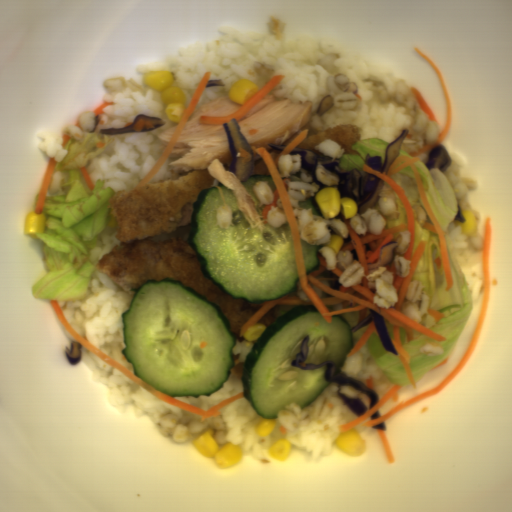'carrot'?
I'll return each instance as SVG.
<instances>
[{"label": "carrot", "mask_w": 512, "mask_h": 512, "mask_svg": "<svg viewBox=\"0 0 512 512\" xmlns=\"http://www.w3.org/2000/svg\"><path fill=\"white\" fill-rule=\"evenodd\" d=\"M110 105H115V102L113 101H106L104 100L103 104L101 106H99L93 113V115L95 116V118H97L99 115H103L105 114L103 109L106 107V106H110Z\"/></svg>", "instance_id": "e1d6ba96"}, {"label": "carrot", "mask_w": 512, "mask_h": 512, "mask_svg": "<svg viewBox=\"0 0 512 512\" xmlns=\"http://www.w3.org/2000/svg\"><path fill=\"white\" fill-rule=\"evenodd\" d=\"M55 169H56V160H55L54 157H50L49 158V162H48V166H47V169H46V173H45V176H44L42 188H41L40 193L38 195V199H37V203H36V207H35V213L38 216L41 213H43V211H44L45 204H46V198H47V190H48L49 184H50V182L52 180V176H53V173H54Z\"/></svg>", "instance_id": "46ec933d"}, {"label": "carrot", "mask_w": 512, "mask_h": 512, "mask_svg": "<svg viewBox=\"0 0 512 512\" xmlns=\"http://www.w3.org/2000/svg\"><path fill=\"white\" fill-rule=\"evenodd\" d=\"M373 333H378L376 323L374 319H372L370 325L359 338L357 343L351 348V350L346 354L348 357L355 355L369 340Z\"/></svg>", "instance_id": "abdcd85c"}, {"label": "carrot", "mask_w": 512, "mask_h": 512, "mask_svg": "<svg viewBox=\"0 0 512 512\" xmlns=\"http://www.w3.org/2000/svg\"><path fill=\"white\" fill-rule=\"evenodd\" d=\"M414 51L432 66L440 80L446 104L445 123L436 141L432 145H427L419 151L411 152L409 156H412L413 158L407 157L405 155L396 158L389 166L387 172H380L364 164L362 168L363 172L376 175L384 180L402 200L406 211L407 225L404 223L397 227H384L379 234H375L369 231L366 232L365 236H360L352 227L351 220L349 218L346 219L343 216V223L346 225L347 231L349 232L350 241L349 243H345L340 250H355L357 259L361 262L363 268V276L360 283L352 285L351 287H344L339 281V278L343 272L336 267L334 270H328L326 258L322 253L319 252H317V256L320 261L318 270L311 272L310 274L307 273L300 241L298 223L286 189V184L289 179L287 177L283 180L281 179L276 165L282 155L290 153L296 146H298L307 138L309 133L308 129L302 131L288 146L284 148L281 153L275 157H273L267 151V149L262 146H250L252 152L261 157L260 161L254 165L252 173L254 175H271L276 187L273 193V202L265 206L263 210L262 221L263 223H267L270 209L272 207L276 208L278 199H281L291 232L297 276L301 290L307 296L308 300H304L297 295H287L278 300H266L261 309L256 311L243 324L240 330V335L242 338L246 330L254 325L257 321H259L275 305L313 306L318 309L319 313L328 324L332 323L333 317L335 315L347 312H359V319L357 323L360 324L365 320L368 314V310L371 309L391 323L392 345L399 354V358L410 383L414 388L417 389L418 385L412 373L410 357L401 341L400 328L404 329L408 343L414 340V332L423 333L435 341L447 342V340L444 336L418 323L406 315L403 311V304L408 289L418 264L426 250V243L424 241H420L415 253L412 254L416 240L414 209L405 191L396 182L392 175L407 167H411L413 170L422 205L427 211L432 222L430 223L425 221L421 228L432 233H437L438 235L440 255L434 259V261L438 268L443 266L446 290H449L453 287L454 282L449 261L447 243L445 239L446 234L431 208L415 163L420 160V154L434 149L445 140L451 127L453 115L448 89L438 67L425 53L416 48ZM405 229L409 230L410 242L406 251L403 253V258L410 262L409 273L405 277H400L397 272L395 262L393 261L391 264L384 266L386 267L387 271L393 273V287L398 291V301L394 306L388 308H378V304H374L376 290L375 288H370L369 282L367 280V277L370 274V268L368 264L377 262L381 257L382 247L389 244L395 238V233Z\"/></svg>", "instance_id": "b8716197"}, {"label": "carrot", "mask_w": 512, "mask_h": 512, "mask_svg": "<svg viewBox=\"0 0 512 512\" xmlns=\"http://www.w3.org/2000/svg\"><path fill=\"white\" fill-rule=\"evenodd\" d=\"M80 170H81V174H82L85 182L87 183L88 187L93 191V189L95 187H94V185H93V183H92V181H91V179H90V177H89V175H88V173H87V171L85 169V166L83 168H80Z\"/></svg>", "instance_id": "22903bb0"}, {"label": "carrot", "mask_w": 512, "mask_h": 512, "mask_svg": "<svg viewBox=\"0 0 512 512\" xmlns=\"http://www.w3.org/2000/svg\"><path fill=\"white\" fill-rule=\"evenodd\" d=\"M404 386H398L394 385L392 388H390L387 393L381 398V400L374 405L372 408H370L368 411H366L362 416H357L354 420L350 421L347 424L338 426L339 431L343 434L345 432H349L354 427L371 417L373 414H375L385 403H387L389 400H393L394 402L399 401V391Z\"/></svg>", "instance_id": "79d8ee17"}, {"label": "carrot", "mask_w": 512, "mask_h": 512, "mask_svg": "<svg viewBox=\"0 0 512 512\" xmlns=\"http://www.w3.org/2000/svg\"><path fill=\"white\" fill-rule=\"evenodd\" d=\"M365 386L371 388L374 390V378H373V374H370L369 377H367L366 379V383H365Z\"/></svg>", "instance_id": "e3c8d2d2"}, {"label": "carrot", "mask_w": 512, "mask_h": 512, "mask_svg": "<svg viewBox=\"0 0 512 512\" xmlns=\"http://www.w3.org/2000/svg\"><path fill=\"white\" fill-rule=\"evenodd\" d=\"M378 433H379V436H380V440H381V443H382V446H383V449H384V452H385V456L388 460L389 463H395V459L393 457V452H392V448L388 442V439H387V435H386V432L385 430H381V429H378Z\"/></svg>", "instance_id": "942b0fe3"}, {"label": "carrot", "mask_w": 512, "mask_h": 512, "mask_svg": "<svg viewBox=\"0 0 512 512\" xmlns=\"http://www.w3.org/2000/svg\"><path fill=\"white\" fill-rule=\"evenodd\" d=\"M49 304L51 308L53 309L56 317L60 321V323L63 325L67 333L72 336L77 342H79L81 345L86 347L89 351H91L94 355L102 359L103 361L107 362L114 368L118 369L125 375H127L130 379H132L135 383H137L139 386L153 394L154 396L162 399L163 401L178 407L184 411L199 414L201 420H207L210 417H217L219 418L223 413L219 410L227 405H230L244 396V390L236 395H233L231 397L225 398L222 401L218 402L208 410H205L199 406L192 405L186 402L179 401L157 389L154 387L148 385L144 381H142L139 377H137L134 373H132L130 370H128L126 367H124L122 364L117 362L116 360L110 358L106 354H104L101 350H99L97 347H95L92 343L88 341L85 334H79L77 331H75L70 323L68 322L67 318L65 317L64 313L62 312L61 308L59 307L57 301L54 299H49Z\"/></svg>", "instance_id": "1c9b5961"}, {"label": "carrot", "mask_w": 512, "mask_h": 512, "mask_svg": "<svg viewBox=\"0 0 512 512\" xmlns=\"http://www.w3.org/2000/svg\"><path fill=\"white\" fill-rule=\"evenodd\" d=\"M285 75L272 76L259 90H257L244 104L228 116H205L199 115L197 125H224L232 119L238 122L246 115V113L261 101L273 88H275Z\"/></svg>", "instance_id": "07d2c1c8"}, {"label": "carrot", "mask_w": 512, "mask_h": 512, "mask_svg": "<svg viewBox=\"0 0 512 512\" xmlns=\"http://www.w3.org/2000/svg\"><path fill=\"white\" fill-rule=\"evenodd\" d=\"M412 96L415 98V100L417 101L419 107L422 109V111L425 113V115L427 116L428 118V121H434V122H437L438 124V120L433 112V110L430 108V106L426 103L423 95L415 88V87H411V89H409Z\"/></svg>", "instance_id": "7f4f0e56"}, {"label": "carrot", "mask_w": 512, "mask_h": 512, "mask_svg": "<svg viewBox=\"0 0 512 512\" xmlns=\"http://www.w3.org/2000/svg\"><path fill=\"white\" fill-rule=\"evenodd\" d=\"M427 311H428V315L433 316L435 323L439 322L445 316L444 314H442L440 311H438L436 309L428 308Z\"/></svg>", "instance_id": "ad0e68b4"}, {"label": "carrot", "mask_w": 512, "mask_h": 512, "mask_svg": "<svg viewBox=\"0 0 512 512\" xmlns=\"http://www.w3.org/2000/svg\"><path fill=\"white\" fill-rule=\"evenodd\" d=\"M491 242H492V222L490 217L487 218L485 222V234L483 239V253L481 257V264H482V274H483V282H484V289H483V299L480 307L479 317L476 325L475 332L471 338V341L466 349V352L457 365V367L454 369V371L440 384L432 388L431 390L424 392L422 394H419L411 399H408L393 409H391L389 412H387L382 417L368 420L363 423L362 428H368L370 426H374L376 424H379L381 422H385L388 418H390L395 413L402 411L410 406H413L419 402H422L424 400H427L429 398H432L434 396H437L452 380H454L459 373L462 371L464 366L469 361L471 355L473 354L479 338L481 336V333L483 331L485 321L488 314V308L490 303V293H491V280H490V253H491Z\"/></svg>", "instance_id": "cead05ca"}]
</instances>
